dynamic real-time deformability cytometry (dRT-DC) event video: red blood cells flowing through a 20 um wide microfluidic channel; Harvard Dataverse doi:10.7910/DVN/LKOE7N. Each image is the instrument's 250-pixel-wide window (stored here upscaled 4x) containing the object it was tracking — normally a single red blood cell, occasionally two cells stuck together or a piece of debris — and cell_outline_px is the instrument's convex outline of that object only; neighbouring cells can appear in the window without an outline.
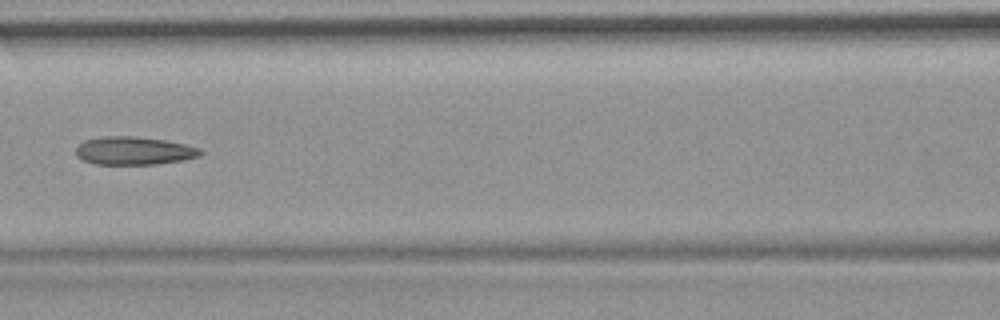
{"species": "common noctule bat (a hibernating species)", "species_latin": "Nyctalus noctula", "temperature_condition": "room temperature", "stored_images_in_passage": 9, "camera_frame_rate_fps": 3000, "um_per_image_px": 0.085, "animal": {"sex": "female", "body_mass_g": 19.9}, "frame": {"image": 1, "passage_image": 6, "time_ms": 1.667, "image_size_px": [1000, 320], "cell_outline_px": [[204, 152], [200, 156], [184, 160], [156, 164], [96, 164], [84, 160], [76, 156], [76, 148], [84, 140], [100, 136], [136, 136], [164, 140], [184, 144], [200, 148]], "centroid_in_image_um": [11.4, 12.81], "position_along_channel_um": 155.2, "area_um2": 20.46}}